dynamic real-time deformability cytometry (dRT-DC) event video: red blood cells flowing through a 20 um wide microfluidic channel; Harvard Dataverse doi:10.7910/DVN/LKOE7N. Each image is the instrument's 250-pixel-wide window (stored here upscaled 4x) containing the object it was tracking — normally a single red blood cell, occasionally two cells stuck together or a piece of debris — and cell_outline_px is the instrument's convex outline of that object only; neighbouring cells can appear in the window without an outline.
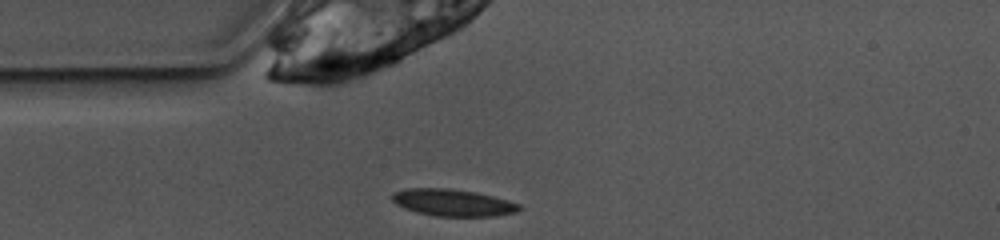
{"species": "common noctule bat (a hibernating species)", "species_latin": "Nyctalus noctula", "temperature_condition": "warm", "stored_images_in_passage": 40, "camera_frame_rate_fps": 3000, "um_per_image_px": 0.085, "animal": {"sex": "female", "body_mass_g": 10.0, "forearm_length_mm": 53.1}, "frame": {"image": 1, "passage_image": 1, "time_ms": 0.0, "image_size_px": [1000, 240], "cell_outline_px": [[524, 208], [516, 212], [496, 216], [436, 216], [416, 212], [404, 208], [396, 204], [392, 200], [392, 192], [408, 188], [448, 188], [476, 192], [492, 196], [520, 204]], "centroid_in_image_um": [38.49, 17.22], "position_along_channel_um": 46.5, "area_um2": 20.0}}
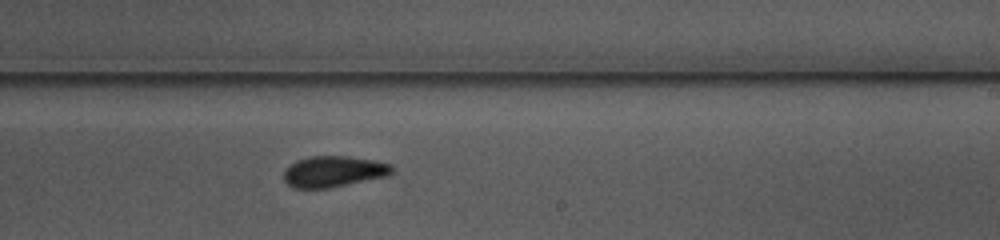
{"frame": {"image": 2, "passage_image": 18, "time_ms": 5.667, "image_size_px": [1000, 240], "cell_outline_px": [[392, 172], [388, 176], [328, 188], [292, 188], [284, 180], [284, 172], [296, 160], [312, 156], [348, 156], [376, 160], [392, 164]], "centroid_in_image_um": [28.38, 14.57], "position_along_channel_um": 260.6, "area_um2": 19.54}}
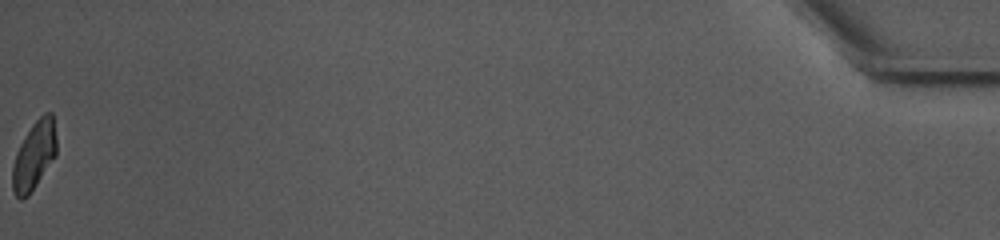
{"frame": {"image": 3, "passage_image": 40, "time_ms": 13.0, "image_size_px": [1000, 240], "cell_outline_px": [[56, 156], [28, 196], [20, 200], [12, 192], [12, 164], [16, 152], [24, 136], [32, 124], [44, 112], [52, 112], [56, 136]], "centroid_in_image_um": [2.89, 13.22], "position_along_channel_um": 432.3, "area_um2": 17.69}, "authors_computed_cell_mechanics": {"area_um2": 19.5364, "velocity_mm_per_s": 3.8713, "shape_relaxation_time_tau1_ms": 5.0979, "shape_relaxation_time_tau2_ms": 2.2251, "deformation_change_tau1": 0.1278, "deformation_change_tau2": 0.0691}}